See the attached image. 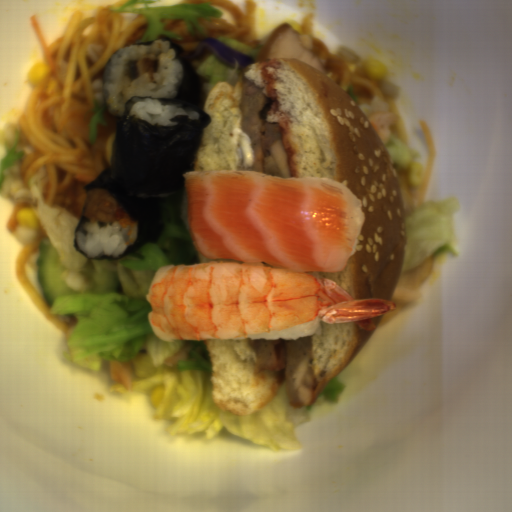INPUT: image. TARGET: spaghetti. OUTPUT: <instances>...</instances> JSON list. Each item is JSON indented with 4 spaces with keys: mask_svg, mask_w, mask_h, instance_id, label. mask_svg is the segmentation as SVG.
<instances>
[{
    "mask_svg": "<svg viewBox=\"0 0 512 512\" xmlns=\"http://www.w3.org/2000/svg\"><path fill=\"white\" fill-rule=\"evenodd\" d=\"M44 238L47 237L41 229L28 241L17 256L15 266L17 280L24 293L48 320L58 330L69 335L71 327L68 316L52 315L50 312L52 304L49 306L42 294L36 263L41 255L39 245Z\"/></svg>",
    "mask_w": 512,
    "mask_h": 512,
    "instance_id": "spaghetti-4",
    "label": "spaghetti"
},
{
    "mask_svg": "<svg viewBox=\"0 0 512 512\" xmlns=\"http://www.w3.org/2000/svg\"><path fill=\"white\" fill-rule=\"evenodd\" d=\"M25 207H31L34 213L36 214L35 207L32 202H19L17 205H15L9 215V219L6 225L7 230L12 234L17 231L19 226L16 216L20 212V210Z\"/></svg>",
    "mask_w": 512,
    "mask_h": 512,
    "instance_id": "spaghetti-5",
    "label": "spaghetti"
},
{
    "mask_svg": "<svg viewBox=\"0 0 512 512\" xmlns=\"http://www.w3.org/2000/svg\"><path fill=\"white\" fill-rule=\"evenodd\" d=\"M211 2L212 6L221 9L223 16L213 19H199L198 23L205 30V35H196L187 31L186 21L183 19H169L165 24V31L180 36L181 41L167 38L187 51L195 69L212 53L204 46L199 55L193 53L198 38L229 37L250 48H261L264 43L258 37L255 4L246 2L247 11L232 0H182L181 4H197Z\"/></svg>",
    "mask_w": 512,
    "mask_h": 512,
    "instance_id": "spaghetti-2",
    "label": "spaghetti"
},
{
    "mask_svg": "<svg viewBox=\"0 0 512 512\" xmlns=\"http://www.w3.org/2000/svg\"><path fill=\"white\" fill-rule=\"evenodd\" d=\"M312 44L324 72L358 105L363 115L377 111H393L397 121L392 134L408 144L409 137L404 120L395 105L387 103L383 87L370 77L350 71L340 56L329 50L324 42L317 39L312 41Z\"/></svg>",
    "mask_w": 512,
    "mask_h": 512,
    "instance_id": "spaghetti-3",
    "label": "spaghetti"
},
{
    "mask_svg": "<svg viewBox=\"0 0 512 512\" xmlns=\"http://www.w3.org/2000/svg\"><path fill=\"white\" fill-rule=\"evenodd\" d=\"M99 8L92 18L75 11L61 36L47 44L37 16L30 17L48 71L31 85L17 127L25 151L19 170L25 186L42 173L41 189L51 203L73 183L89 184L107 170L116 154L119 122L106 107L93 145L94 103L105 100L104 70L121 48L133 45L149 24L142 13Z\"/></svg>",
    "mask_w": 512,
    "mask_h": 512,
    "instance_id": "spaghetti-1",
    "label": "spaghetti"
}]
</instances>
